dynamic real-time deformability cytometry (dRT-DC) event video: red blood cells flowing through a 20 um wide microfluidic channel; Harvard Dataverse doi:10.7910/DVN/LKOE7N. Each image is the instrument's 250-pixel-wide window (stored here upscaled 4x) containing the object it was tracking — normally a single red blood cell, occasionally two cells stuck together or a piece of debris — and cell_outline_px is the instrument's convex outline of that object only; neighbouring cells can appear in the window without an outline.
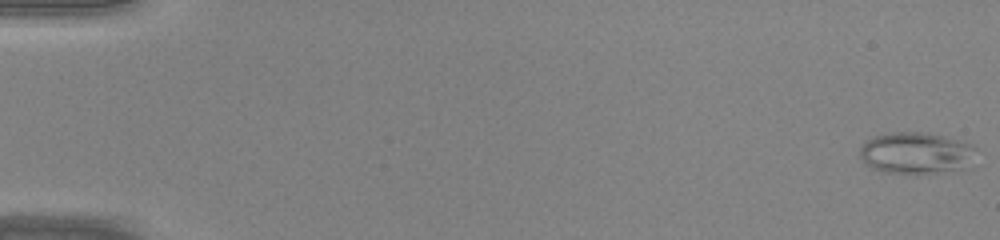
{"species": "common noctule bat (a hibernating species)", "species_latin": "Nyctalus noctula", "temperature_condition": "warm", "stored_images_in_passage": 46, "camera_frame_rate_fps": 3000, "um_per_image_px": 0.085, "animal": {"sex": "male", "body_mass_g": 20.0, "forearm_length_mm": 53.3}, "frame": {"image": 1, "passage_image": 1, "time_ms": 0.0, "image_size_px": [1000, 240], "cell_outline_px": [[976, 148], [972, 168], [916, 176], [884, 172], [872, 168], [864, 164], [860, 156], [860, 148], [872, 136], [892, 132], [924, 132], [960, 140], [972, 144]], "centroid_in_image_um": [77.92, 13.05], "position_along_channel_um": 7.1, "area_um2": 29.25}}
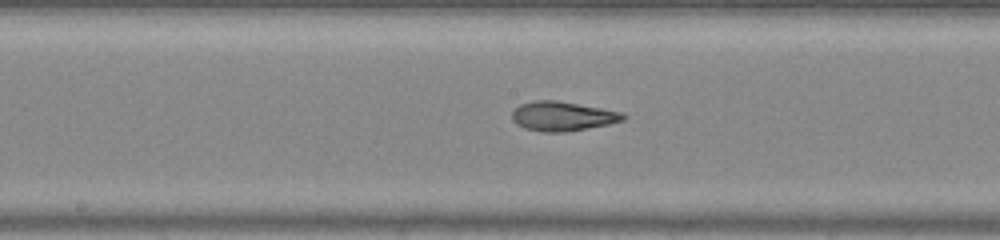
{"frame": {"image": 2, "passage_image": 25, "time_ms": 8.0, "image_size_px": [1000, 240], "cell_outline_px": [[628, 116], [624, 120], [608, 124], [564, 132], [544, 132], [524, 128], [516, 124], [512, 120], [512, 112], [520, 104], [536, 100], [556, 100], [624, 112]], "centroid_in_image_um": [47.82, 9.87], "position_along_channel_um": 200.4, "area_um2": 19.02}}
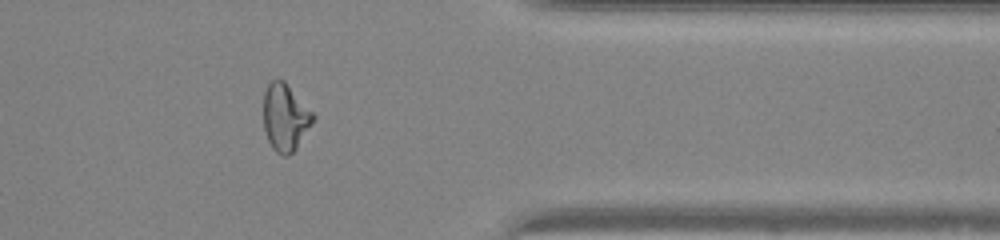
{"frame": {"image": 3, "passage_image": 38, "time_ms": 12.333, "image_size_px": [1000, 240], "cell_outline_px": [[316, 116], [312, 124], [296, 148], [288, 156], [284, 156], [276, 152], [272, 148], [268, 140], [264, 128], [264, 92], [268, 84], [272, 80], [284, 80]], "centroid_in_image_um": [24.24, 9.98], "position_along_channel_um": 387.2, "area_um2": 19.25}}